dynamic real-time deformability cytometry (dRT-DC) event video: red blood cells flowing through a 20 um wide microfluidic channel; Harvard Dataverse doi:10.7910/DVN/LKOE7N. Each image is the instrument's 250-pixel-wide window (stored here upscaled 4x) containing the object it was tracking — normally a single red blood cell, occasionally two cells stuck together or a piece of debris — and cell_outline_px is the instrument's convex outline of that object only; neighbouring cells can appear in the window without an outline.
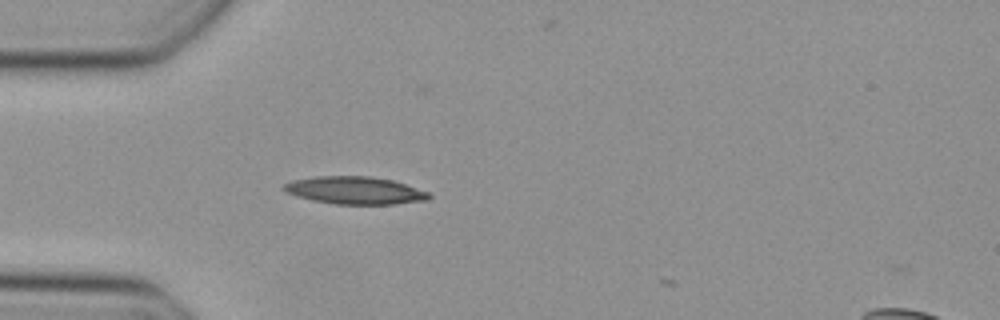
{"species": "Egyptian fruit bat (a non-hibernating species)", "species_latin": "Rousettus aegyptiacus", "temperature_condition": "cold", "stored_images_in_passage": 31, "camera_frame_rate_fps": 3000, "um_per_image_px": 0.085, "animal": {"sex": "female"}, "frame": {"image": 1, "passage_image": 2, "time_ms": 0.333, "image_size_px": [1000, 320], "cell_outline_px": [[432, 196], [428, 200], [396, 204], [336, 204], [312, 200], [296, 196], [280, 188], [284, 184], [292, 180], [316, 176], [372, 176], [392, 180], [428, 192]], "centroid_in_image_um": [30.16, 16.18], "position_along_channel_um": 54.8, "area_um2": 23.29}}
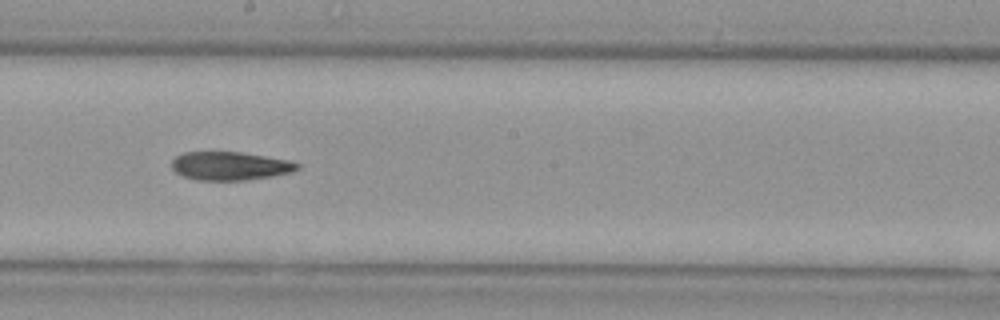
{"frame": {"image": 2, "passage_image": 15, "time_ms": 4.667, "image_size_px": [1000, 320], "cell_outline_px": [[300, 168], [292, 172], [272, 176], [244, 180], [196, 180], [184, 176], [176, 172], [172, 168], [172, 160], [176, 156], [184, 152], [240, 152], [288, 160], [300, 164]], "centroid_in_image_um": [19.55, 14.1], "position_along_channel_um": 228.6, "area_um2": 20.69}}
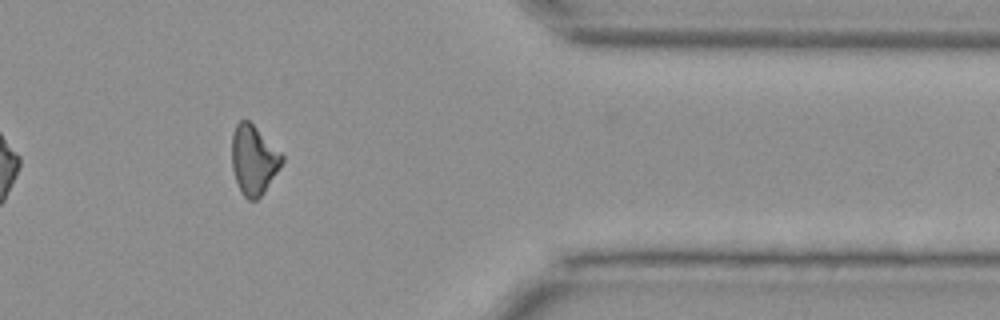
{"frame": {"image": 3, "passage_image": 28, "time_ms": 9.0, "image_size_px": [1000, 320], "cell_outline_px": [[284, 160], [280, 168], [264, 192], [256, 200], [248, 200], [240, 192], [232, 168], [232, 136], [236, 124], [240, 120], [248, 120], [284, 156]], "centroid_in_image_um": [21.55, 13.61], "position_along_channel_um": 389.8, "area_um2": 20.06}}